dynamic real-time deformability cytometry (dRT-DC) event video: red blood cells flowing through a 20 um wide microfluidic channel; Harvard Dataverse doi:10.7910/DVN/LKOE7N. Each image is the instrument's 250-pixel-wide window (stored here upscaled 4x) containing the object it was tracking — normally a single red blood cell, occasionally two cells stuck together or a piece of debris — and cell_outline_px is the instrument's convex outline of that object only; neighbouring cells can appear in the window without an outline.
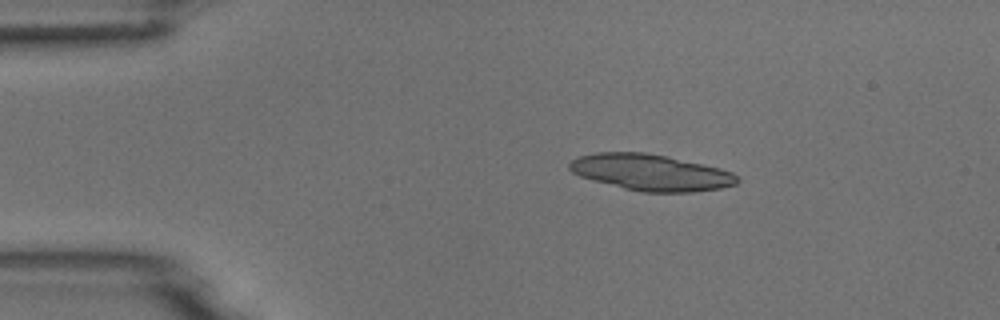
{"species": "common noctule bat (a hibernating species)", "species_latin": "Nyctalus noctula", "temperature_condition": "room temperature", "stored_images_in_passage": 6, "camera_frame_rate_fps": 3000, "um_per_image_px": 0.085, "animal": {"sex": "male", "body_mass_g": 18.8}, "frame": {"image": 1, "passage_image": 2, "time_ms": 1.0, "image_size_px": [1000, 320], "cell_outline_px": [[740, 180], [736, 184], [720, 188], [692, 192], [644, 192], [624, 188], [580, 176], [572, 172], [568, 168], [568, 164], [572, 160], [580, 156], [596, 152], [644, 152], [664, 156], [720, 168], [732, 172]], "centroid_in_image_um": [55.31, 14.65], "position_along_channel_um": 29.7, "area_um2": 35.03}}
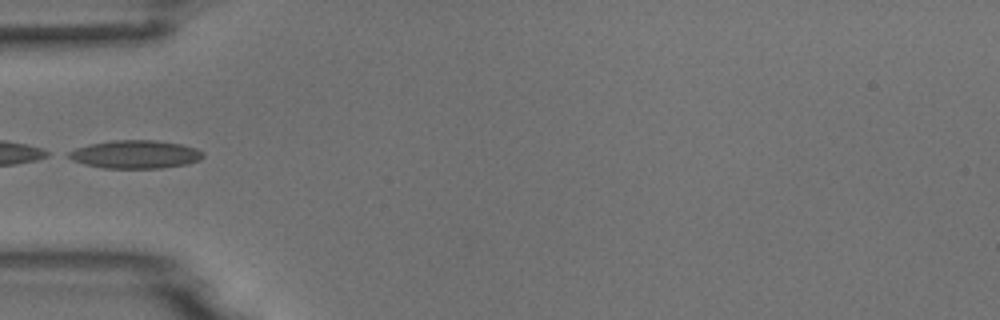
{"frame": {"image": 2, "passage_image": 4, "time_ms": 3.667, "image_size_px": [1000, 320], "cell_outline_px": [[204, 156], [200, 160], [188, 164], [160, 168], [104, 168], [84, 164], [72, 160], [64, 156], [68, 152], [76, 148], [88, 144], [112, 140], [156, 140], [180, 144], [196, 148], [204, 152]], "centroid_in_image_um": [11.49, 13.12], "position_along_channel_um": 73.5, "area_um2": 22.25}}